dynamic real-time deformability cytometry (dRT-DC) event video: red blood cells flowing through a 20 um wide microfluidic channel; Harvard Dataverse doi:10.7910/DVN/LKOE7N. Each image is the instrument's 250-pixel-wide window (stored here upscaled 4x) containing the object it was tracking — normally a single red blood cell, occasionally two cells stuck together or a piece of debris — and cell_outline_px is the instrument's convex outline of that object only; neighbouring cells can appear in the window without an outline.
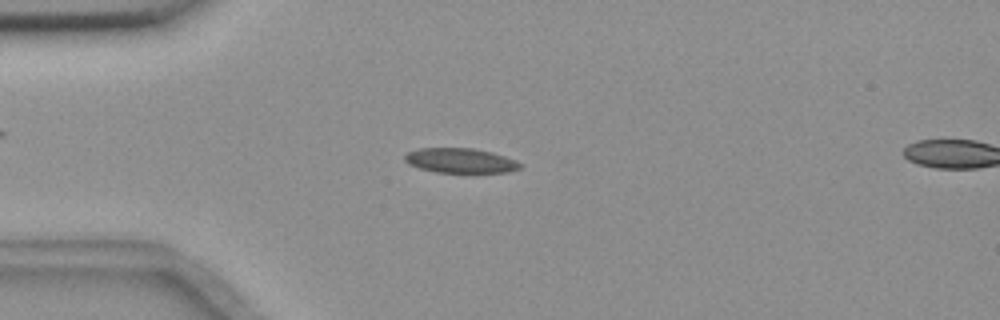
{"species": "common noctule bat (a hibernating species)", "species_latin": "Nyctalus noctula", "temperature_condition": "room temperature", "stored_images_in_passage": 10, "camera_frame_rate_fps": 3000, "um_per_image_px": 0.085, "animal": {"sex": "female", "body_mass_g": 18.4}, "frame": {"image": 1, "passage_image": 7, "time_ms": 2.0, "image_size_px": [1000, 320], "cell_outline_px": [[524, 164], [520, 168], [508, 172], [436, 172], [420, 168], [408, 164], [404, 160], [404, 156], [408, 152], [420, 148], [472, 148], [492, 152], [516, 160]], "centroid_in_image_um": [39.14, 13.64], "position_along_channel_um": 45.9, "area_um2": 16.59}}